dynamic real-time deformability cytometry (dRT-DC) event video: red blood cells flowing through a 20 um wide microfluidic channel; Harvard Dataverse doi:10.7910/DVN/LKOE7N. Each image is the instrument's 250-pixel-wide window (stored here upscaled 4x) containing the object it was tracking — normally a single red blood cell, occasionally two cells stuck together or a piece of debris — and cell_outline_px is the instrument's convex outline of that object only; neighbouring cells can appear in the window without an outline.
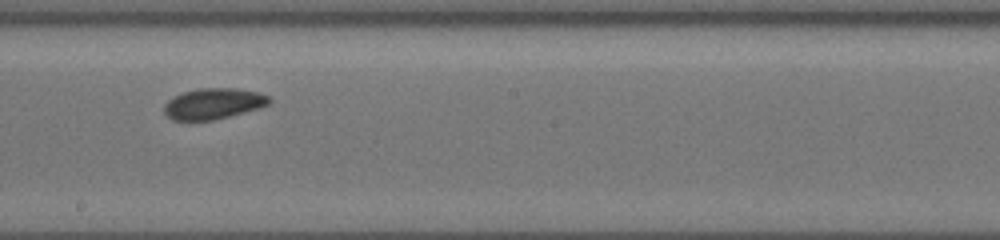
{"species": "common noctule bat (a hibernating species)", "species_latin": "Nyctalus noctula", "temperature_condition": "cold", "stored_images_in_passage": 11, "camera_frame_rate_fps": 3000, "um_per_image_px": 0.085, "animal": {"sex": "female", "body_mass_g": 19.5, "forearm_length_mm": 54.1}, "frame": {"image": 1, "passage_image": 7, "time_ms": 6.0, "image_size_px": [1000, 240], "cell_outline_px": [[272, 100], [268, 104], [260, 108], [212, 120], [172, 120], [164, 112], [164, 104], [168, 100], [184, 92], [200, 88], [236, 88], [260, 92], [268, 96]], "centroid_in_image_um": [18.16, 8.8], "position_along_channel_um": 230.0, "area_um2": 18.79}}
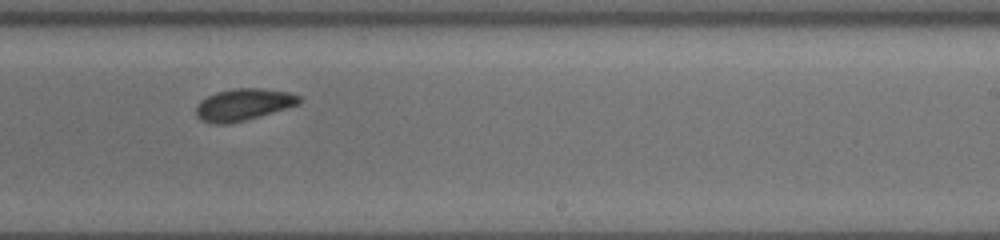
{"frame": {"image": 2, "passage_image": 8, "time_ms": 7.0, "image_size_px": [1000, 240], "cell_outline_px": [[300, 104], [244, 120], [224, 124], [216, 124], [200, 120], [196, 116], [196, 108], [200, 100], [216, 92], [236, 88], [264, 88], [288, 92], [300, 96]], "centroid_in_image_um": [20.67, 8.88], "position_along_channel_um": 268.3, "area_um2": 18.96}}